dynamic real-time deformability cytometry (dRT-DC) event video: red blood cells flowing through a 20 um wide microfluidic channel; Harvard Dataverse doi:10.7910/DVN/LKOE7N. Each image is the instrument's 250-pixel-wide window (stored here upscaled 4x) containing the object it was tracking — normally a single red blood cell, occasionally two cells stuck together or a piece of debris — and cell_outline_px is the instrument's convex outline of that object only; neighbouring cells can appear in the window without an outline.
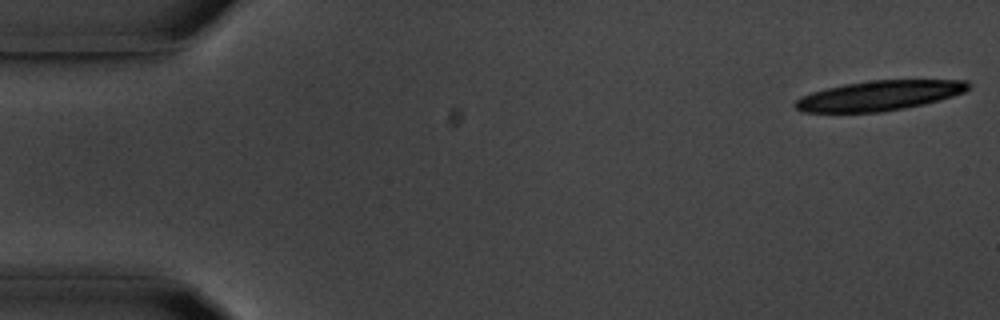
{"species": "common noctule bat (a hibernating species)", "species_latin": "Nyctalus noctula", "temperature_condition": "room temperature", "stored_images_in_passage": 30, "camera_frame_rate_fps": 3000, "um_per_image_px": 0.085, "animal": {"sex": "male", "body_mass_g": 20.1, "forearm_length_mm": 53.5}, "frame": {"image": 1, "passage_image": 1, "time_ms": 0.0, "image_size_px": [1000, 320], "cell_outline_px": [[972, 84], [964, 92], [940, 100], [924, 104], [904, 108], [880, 112], [800, 112], [792, 104], [800, 96], [812, 92], [844, 84], [872, 80], [968, 80]], "centroid_in_image_um": [74.73, 8.12], "position_along_channel_um": 10.3, "area_um2": 30.17}}